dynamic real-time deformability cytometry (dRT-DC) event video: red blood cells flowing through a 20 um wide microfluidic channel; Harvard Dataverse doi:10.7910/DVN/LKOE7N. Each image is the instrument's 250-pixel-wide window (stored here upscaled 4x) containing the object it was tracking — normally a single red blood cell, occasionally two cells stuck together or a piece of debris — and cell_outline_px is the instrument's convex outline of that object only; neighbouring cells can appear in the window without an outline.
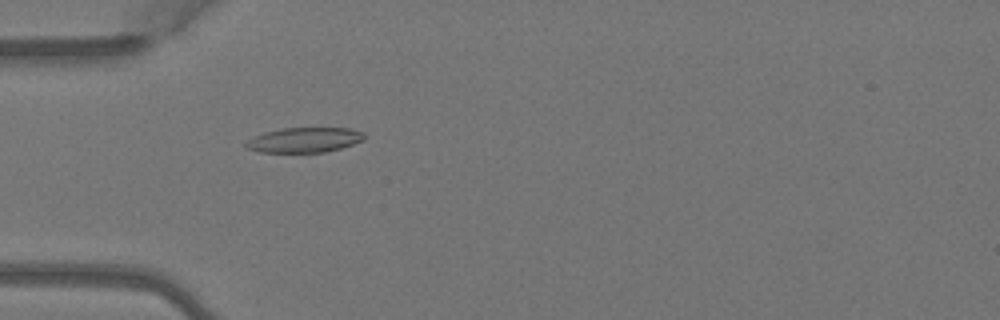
{"species": "Egyptian fruit bat (a non-hibernating species)", "species_latin": "Rousettus aegyptiacus", "temperature_condition": "warm", "stored_images_in_passage": 5, "camera_frame_rate_fps": 3000, "um_per_image_px": 0.085, "animal": {"sex": "female"}, "frame": {"image": 1, "passage_image": 5, "time_ms": 1.333, "image_size_px": [1000, 320], "cell_outline_px": [[364, 140], [340, 148], [324, 152], [260, 152], [244, 148], [244, 144], [248, 140], [264, 132], [284, 128], [348, 128], [364, 132]], "centroid_in_image_um": [25.85, 11.9], "position_along_channel_um": 59.1, "area_um2": 17.11}}